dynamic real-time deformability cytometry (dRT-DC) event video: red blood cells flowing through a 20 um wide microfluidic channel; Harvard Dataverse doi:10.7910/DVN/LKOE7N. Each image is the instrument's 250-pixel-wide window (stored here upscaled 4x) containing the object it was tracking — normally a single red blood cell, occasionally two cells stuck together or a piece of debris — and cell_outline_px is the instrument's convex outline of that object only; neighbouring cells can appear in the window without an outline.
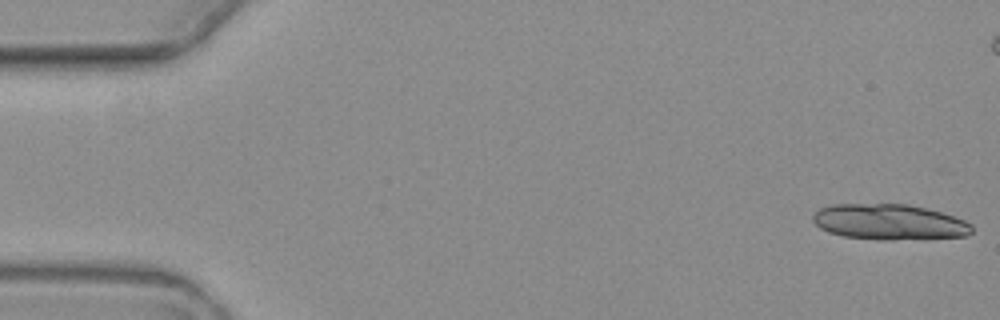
{"species": "common noctule bat (a hibernating species)", "species_latin": "Nyctalus noctula", "temperature_condition": "warm", "stored_images_in_passage": 4, "camera_frame_rate_fps": 3000, "um_per_image_px": 0.085, "animal": {"sex": "female", "body_mass_g": 19.3, "forearm_length_mm": 54.1}, "frame": {"image": 1, "passage_image": 1, "time_ms": 0.0, "image_size_px": [1000, 320], "cell_outline_px": [[972, 232], [968, 236], [844, 236], [828, 232], [820, 228], [812, 220], [812, 216], [820, 208], [832, 204], [908, 204], [940, 212], [964, 220], [972, 224]], "centroid_in_image_um": [75.52, 18.79], "position_along_channel_um": 9.5, "area_um2": 30.98}}
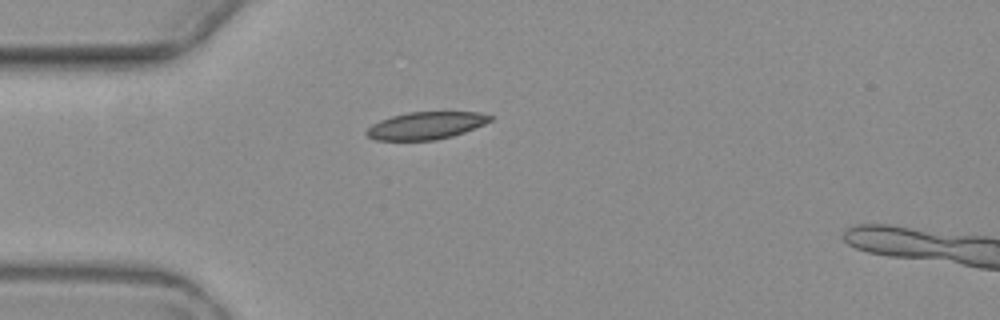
{"frame": {"image": 2, "passage_image": 4, "time_ms": 7.0, "image_size_px": [1000, 320], "cell_outline_px": [[492, 120], [484, 124], [464, 132], [452, 136], [436, 140], [372, 140], [364, 132], [372, 124], [380, 120], [392, 116], [408, 112], [480, 112], [492, 116]], "centroid_in_image_um": [36.18, 10.67], "position_along_channel_um": 48.8, "area_um2": 19.71}}